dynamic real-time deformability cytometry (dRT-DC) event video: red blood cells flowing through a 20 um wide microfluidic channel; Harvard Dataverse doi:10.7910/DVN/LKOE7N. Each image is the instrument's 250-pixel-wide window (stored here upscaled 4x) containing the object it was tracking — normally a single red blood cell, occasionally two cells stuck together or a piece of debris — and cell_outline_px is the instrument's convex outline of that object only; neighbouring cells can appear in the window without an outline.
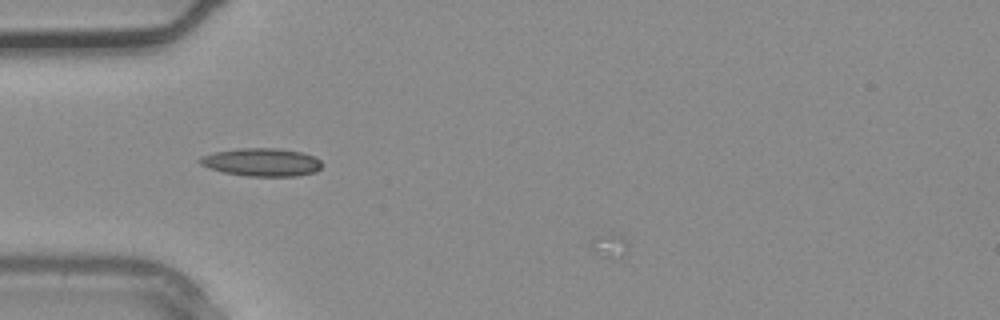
{"species": "common noctule bat (a hibernating species)", "species_latin": "Nyctalus noctula", "temperature_condition": "warm", "stored_images_in_passage": 8, "camera_frame_rate_fps": 3000, "um_per_image_px": 0.085, "animal": {"sex": "male", "body_mass_g": 20.4}, "frame": {"image": 1, "passage_image": 6, "time_ms": 1.667, "image_size_px": [1000, 320], "cell_outline_px": [[324, 164], [316, 172], [296, 176], [248, 176], [224, 172], [208, 168], [200, 164], [196, 160], [200, 156], [216, 152], [240, 148], [280, 148], [300, 152], [312, 156], [320, 160]], "centroid_in_image_um": [22.23, 13.79], "position_along_channel_um": 62.8, "area_um2": 20.0}}